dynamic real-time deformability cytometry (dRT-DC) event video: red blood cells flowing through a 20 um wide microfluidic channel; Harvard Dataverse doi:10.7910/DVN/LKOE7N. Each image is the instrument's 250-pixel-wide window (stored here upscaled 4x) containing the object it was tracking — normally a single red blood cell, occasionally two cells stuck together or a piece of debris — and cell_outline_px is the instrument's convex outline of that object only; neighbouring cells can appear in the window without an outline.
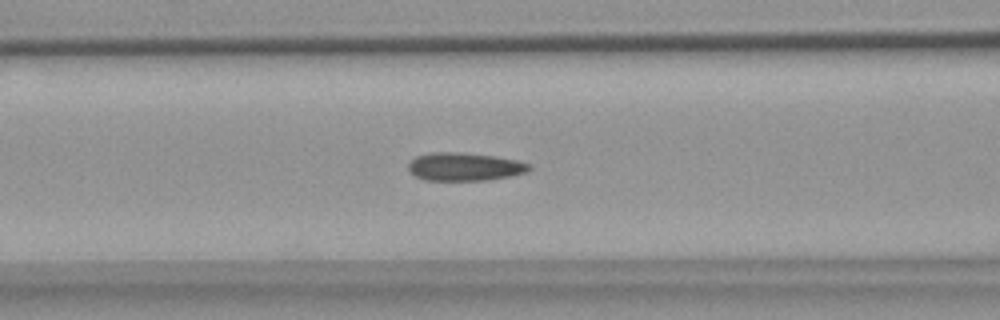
{"species": "common noctule bat (a hibernating species)", "species_latin": "Nyctalus noctula", "temperature_condition": "warm", "stored_images_in_passage": 54, "camera_frame_rate_fps": 3000, "um_per_image_px": 0.085, "animal": {"sex": "female", "body_mass_g": 18.4}, "frame": {"image": 1, "passage_image": 21, "time_ms": 6.667, "image_size_px": [1000, 320], "cell_outline_px": [[532, 168], [528, 172], [512, 176], [488, 180], [424, 180], [416, 176], [408, 168], [408, 164], [416, 156], [432, 152], [460, 152], [496, 156], [516, 160], [532, 164]], "centroid_in_image_um": [39.54, 14.17], "position_along_channel_um": 127.1, "area_um2": 19.94}}
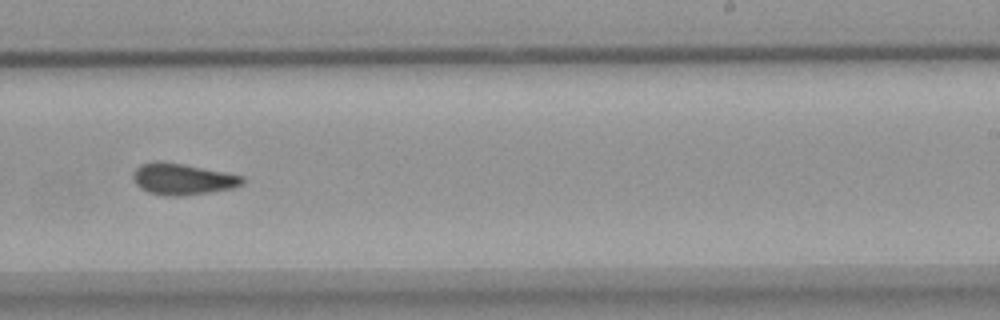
{"frame": {"image": 2, "passage_image": 33, "time_ms": 10.667, "image_size_px": [1000, 320], "cell_outline_px": [[244, 184], [232, 188], [208, 192], [180, 196], [168, 196], [148, 192], [140, 188], [136, 184], [132, 176], [132, 172], [140, 164], [156, 160], [184, 164], [244, 176]], "centroid_in_image_um": [15.48, 15.21], "position_along_channel_um": 273.5, "area_um2": 20.0}}
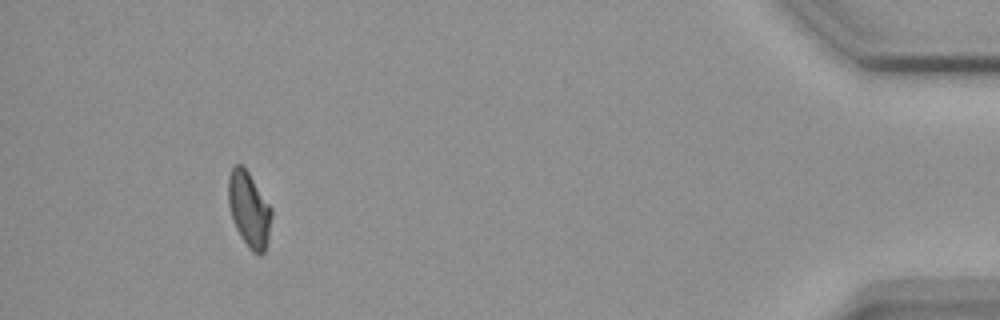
{"frame": {"image": 3, "passage_image": 50, "time_ms": 16.333, "image_size_px": [1000, 320], "cell_outline_px": [[272, 216], [268, 240], [264, 252], [260, 256], [252, 252], [248, 248], [240, 236], [236, 228], [228, 204], [228, 176], [232, 168], [236, 164], [240, 164], [248, 172], [272, 208]], "centroid_in_image_um": [21.17, 17.83], "position_along_channel_um": 414.0, "area_um2": 18.96}, "authors_computed_cell_mechanics": {"area_um2": 19.4786, "velocity_mm_per_s": 3.6796, "shape_relaxation_time_tau1_ms": 8.8831, "shape_relaxation_time_tau2_ms": 1.8583, "deformation_change_tau1": 0.1873, "deformation_change_tau2": 0.0871}}